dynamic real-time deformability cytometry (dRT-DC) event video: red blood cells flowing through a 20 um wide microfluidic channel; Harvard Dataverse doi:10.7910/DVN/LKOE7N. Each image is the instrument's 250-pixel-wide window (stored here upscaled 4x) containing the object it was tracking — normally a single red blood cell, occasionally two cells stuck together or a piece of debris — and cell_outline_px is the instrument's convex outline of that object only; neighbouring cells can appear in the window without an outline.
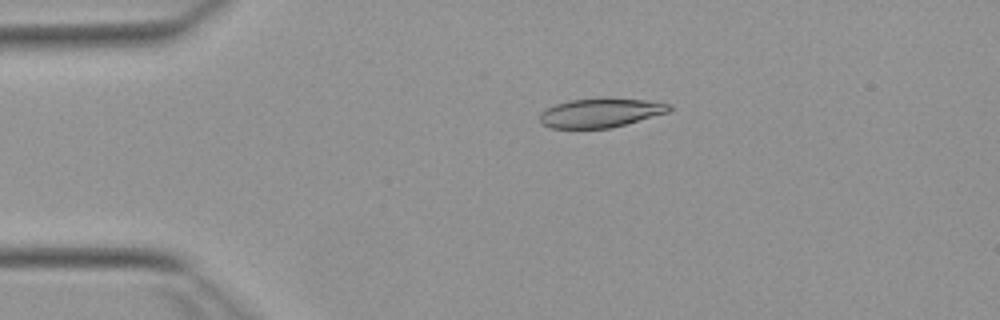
{"species": "Egyptian fruit bat (a non-hibernating species)", "species_latin": "Rousettus aegyptiacus", "temperature_condition": "warm", "stored_images_in_passage": 16, "camera_frame_rate_fps": 3000, "um_per_image_px": 0.085, "animal": {"sex": "female"}, "frame": {"image": 1, "passage_image": 11, "time_ms": 3.333, "image_size_px": [1000, 320], "cell_outline_px": [[672, 108], [668, 112], [612, 128], [552, 128], [540, 124], [540, 112], [544, 108], [568, 100], [604, 96], [608, 96], [644, 100], [672, 104]], "centroid_in_image_um": [51.02, 9.56], "position_along_channel_um": 34.0, "area_um2": 22.54}}